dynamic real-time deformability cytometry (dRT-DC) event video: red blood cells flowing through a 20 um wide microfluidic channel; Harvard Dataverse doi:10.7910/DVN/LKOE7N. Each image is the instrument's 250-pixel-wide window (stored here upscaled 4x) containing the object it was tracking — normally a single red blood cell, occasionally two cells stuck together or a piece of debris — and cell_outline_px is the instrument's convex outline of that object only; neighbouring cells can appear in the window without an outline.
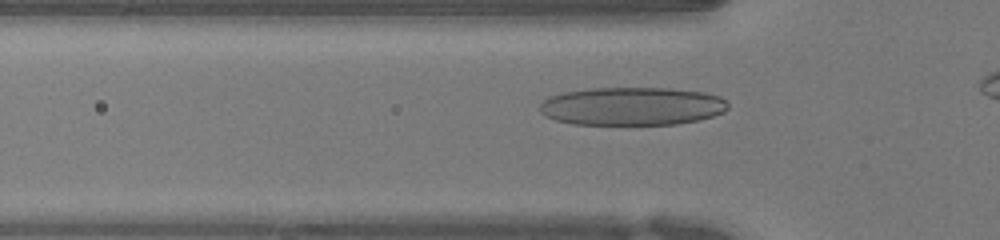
{"species": "human", "species_latin": "Homo sapiens", "temperature_condition": "warm", "stored_images_in_passage": 32, "camera_frame_rate_fps": 3000, "um_per_image_px": 0.085, "donor": {"sex": "female"}, "frame": {"image": 1, "passage_image": 6, "time_ms": 1.667, "image_size_px": [1000, 240], "cell_outline_px": [[728, 108], [724, 112], [700, 120], [676, 124], [572, 124], [556, 120], [544, 116], [540, 112], [540, 104], [548, 96], [560, 92], [592, 88], [668, 88], [704, 92], [720, 96], [728, 104]], "centroid_in_image_um": [53.7, 9.02], "position_along_channel_um": 72.1, "area_um2": 42.14}}
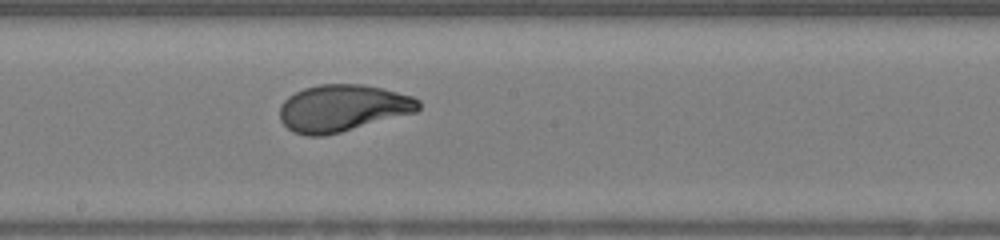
{"frame": {"image": 2, "passage_image": 17, "time_ms": 5.333, "image_size_px": [1000, 240], "cell_outline_px": [[420, 108], [416, 112], [340, 132], [324, 136], [304, 136], [292, 132], [280, 120], [280, 104], [288, 96], [304, 88], [320, 84], [360, 84], [380, 88], [412, 96], [420, 100]], "centroid_in_image_um": [29.09, 9.19], "position_along_channel_um": 219.1, "area_um2": 37.86}}
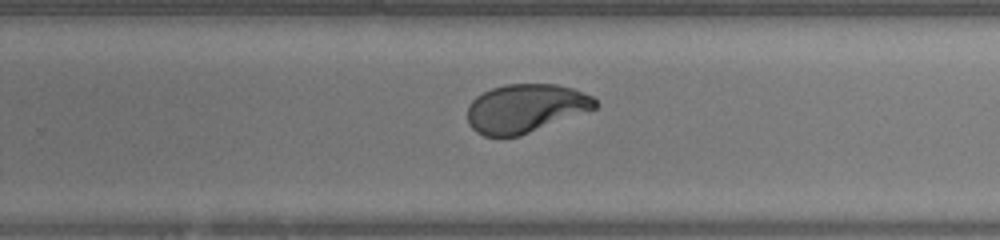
{"frame": {"image": 3, "passage_image": 22, "time_ms": 7.0, "image_size_px": [1000, 240], "cell_outline_px": [[596, 108], [520, 136], [484, 136], [476, 132], [468, 124], [468, 104], [476, 96], [492, 88], [504, 84], [556, 84], [572, 88], [592, 96], [596, 100]], "centroid_in_image_um": [44.63, 9.2], "position_along_channel_um": 285.2, "area_um2": 36.01}}